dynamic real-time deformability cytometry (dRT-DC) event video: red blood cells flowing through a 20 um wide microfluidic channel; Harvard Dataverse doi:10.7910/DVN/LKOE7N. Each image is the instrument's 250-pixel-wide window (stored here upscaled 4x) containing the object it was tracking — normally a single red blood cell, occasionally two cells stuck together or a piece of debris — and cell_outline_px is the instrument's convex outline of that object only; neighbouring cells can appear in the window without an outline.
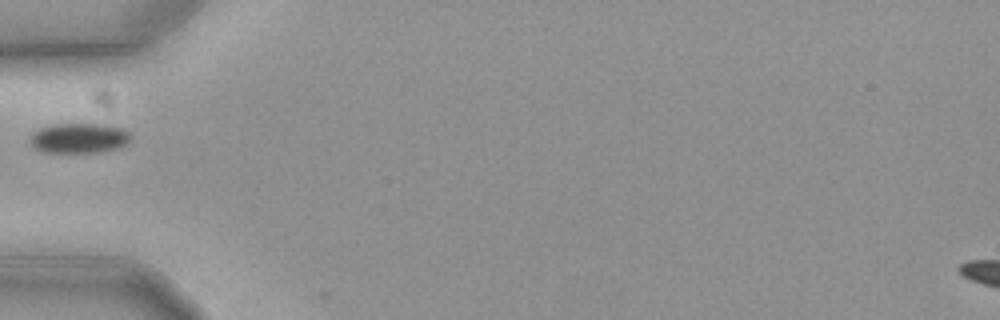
{"species": "common noctule bat (a hibernating species)", "species_latin": "Nyctalus noctula", "temperature_condition": "cold", "stored_images_in_passage": 36, "camera_frame_rate_fps": 3000, "um_per_image_px": 0.085, "animal": {"sex": "female", "body_mass_g": 19.3, "forearm_length_mm": 54.1}, "frame": {"image": 1, "passage_image": 1, "time_ms": 0.0, "image_size_px": [1000, 320], "cell_outline_px": [[132, 136], [124, 144], [116, 148], [96, 152], [44, 152], [36, 148], [28, 140], [28, 136], [40, 128], [56, 124], [108, 124], [120, 128], [128, 132]], "centroid_in_image_um": [6.68, 11.73], "position_along_channel_um": 78.3, "area_um2": 17.4}}
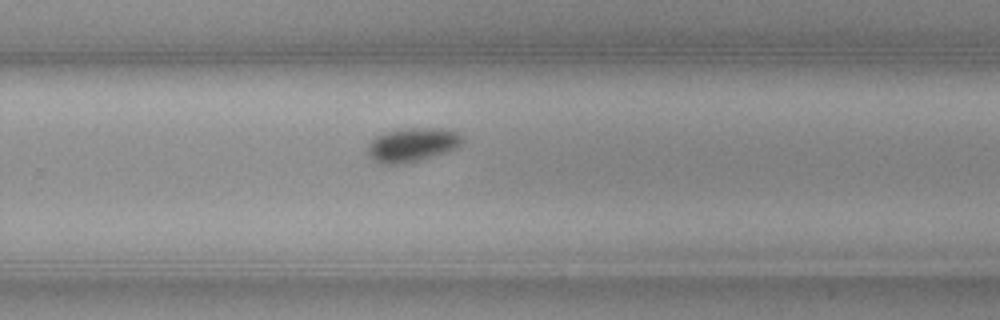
{"frame": {"image": 2, "passage_image": 19, "time_ms": 6.0, "image_size_px": [1000, 320], "cell_outline_px": [[464, 140], [456, 148], [448, 152], [420, 160], [404, 164], [380, 164], [368, 156], [368, 144], [376, 136], [396, 128], [448, 128], [456, 132]], "centroid_in_image_um": [35.03, 12.3], "position_along_channel_um": 294.8, "area_um2": 18.96}}
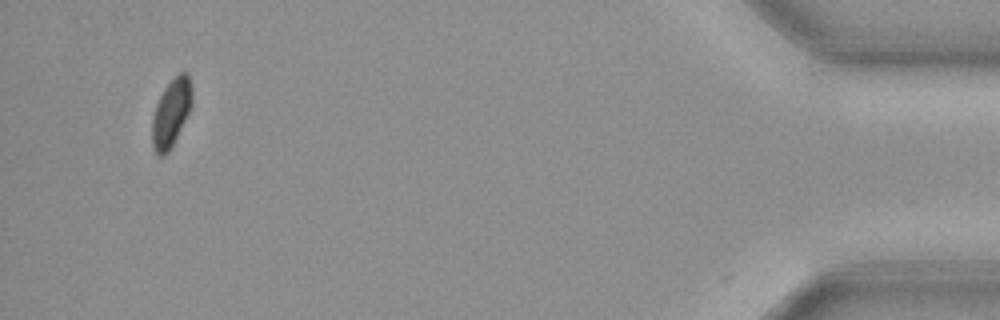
{"frame": {"image": 3, "passage_image": 36, "time_ms": 11.667, "image_size_px": [1000, 320], "cell_outline_px": [[192, 100], [188, 112], [168, 152], [164, 156], [160, 156], [156, 152], [152, 144], [152, 116], [156, 104], [164, 88], [180, 72], [188, 72], [192, 88]], "centroid_in_image_um": [14.53, 9.56], "position_along_channel_um": 420.7, "area_um2": 15.37}}